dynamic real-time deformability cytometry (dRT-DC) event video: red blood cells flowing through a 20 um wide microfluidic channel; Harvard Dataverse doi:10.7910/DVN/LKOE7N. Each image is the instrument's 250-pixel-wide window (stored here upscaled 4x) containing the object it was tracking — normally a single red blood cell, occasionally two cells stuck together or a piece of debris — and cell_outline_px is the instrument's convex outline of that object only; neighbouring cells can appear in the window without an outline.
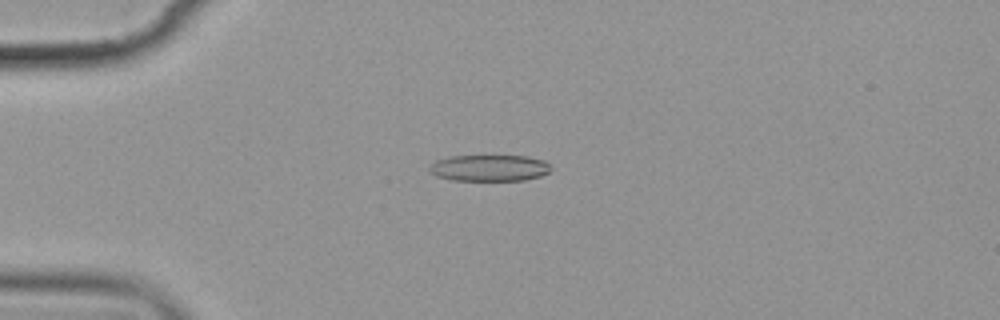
{"species": "common noctule bat (a hibernating species)", "species_latin": "Nyctalus noctula", "temperature_condition": "cold", "stored_images_in_passage": 5, "camera_frame_rate_fps": 3000, "um_per_image_px": 0.085, "animal": {"sex": "female", "body_mass_g": 19.9}, "frame": {"image": 1, "passage_image": 4, "time_ms": 3.667, "image_size_px": [1000, 320], "cell_outline_px": [[552, 168], [548, 172], [540, 176], [524, 180], [452, 180], [436, 176], [428, 172], [428, 168], [436, 160], [448, 156], [528, 156], [544, 160]], "centroid_in_image_um": [41.57, 14.27], "position_along_channel_um": 43.4, "area_um2": 18.73}}